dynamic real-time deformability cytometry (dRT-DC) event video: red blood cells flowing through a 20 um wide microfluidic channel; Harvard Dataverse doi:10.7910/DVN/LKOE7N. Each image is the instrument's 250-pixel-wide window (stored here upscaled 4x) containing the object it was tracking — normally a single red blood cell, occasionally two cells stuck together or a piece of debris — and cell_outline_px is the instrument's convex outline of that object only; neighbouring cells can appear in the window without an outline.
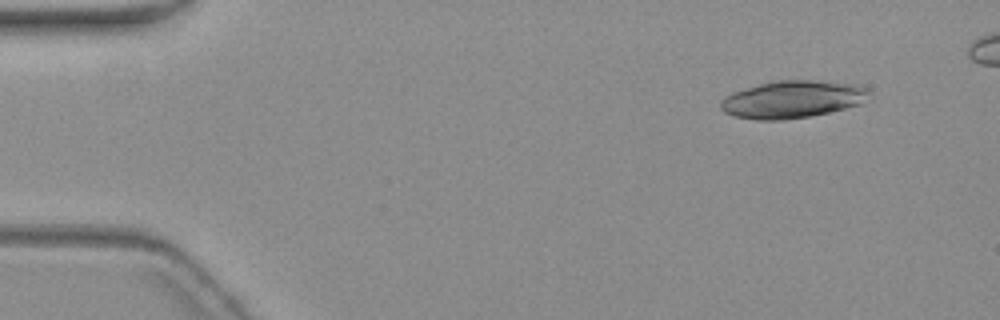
{"species": "common noctule bat (a hibernating species)", "species_latin": "Nyctalus noctula", "temperature_condition": "warm", "stored_images_in_passage": 4, "camera_frame_rate_fps": 3000, "um_per_image_px": 0.085, "animal": {"sex": "female", "body_mass_g": 19.3, "forearm_length_mm": 54.1}, "frame": {"image": 1, "passage_image": 1, "time_ms": 0.0, "image_size_px": [1000, 320], "cell_outline_px": [[872, 92], [860, 104], [812, 116], [780, 120], [756, 120], [732, 116], [724, 112], [720, 108], [720, 100], [724, 96], [732, 92], [772, 80], [816, 80], [848, 84], [864, 88]], "centroid_in_image_um": [67.27, 8.45], "position_along_channel_um": 17.7, "area_um2": 32.31}}